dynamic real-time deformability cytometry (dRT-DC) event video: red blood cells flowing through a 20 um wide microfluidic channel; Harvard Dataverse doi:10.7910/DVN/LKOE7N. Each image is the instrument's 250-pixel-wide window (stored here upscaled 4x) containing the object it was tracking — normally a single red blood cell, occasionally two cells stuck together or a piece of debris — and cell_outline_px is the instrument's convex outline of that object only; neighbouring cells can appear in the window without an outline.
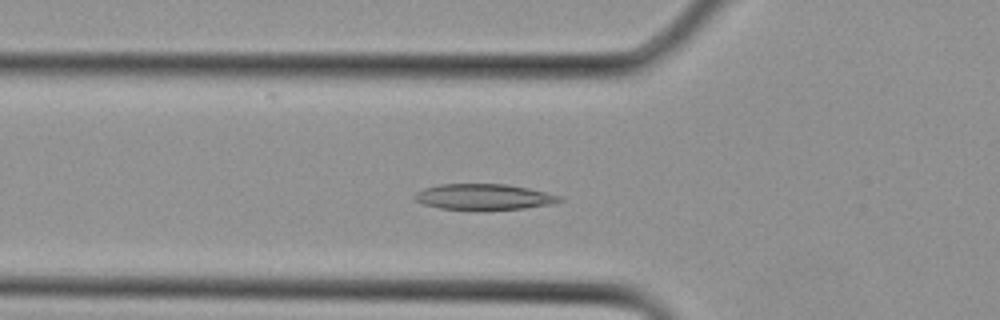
{"species": "Egyptian fruit bat (a non-hibernating species)", "species_latin": "Rousettus aegyptiacus", "temperature_condition": "cold", "stored_images_in_passage": 28, "camera_frame_rate_fps": 3000, "um_per_image_px": 0.085, "animal": {"sex": "female"}, "frame": {"image": 1, "passage_image": 8, "time_ms": 2.333, "image_size_px": [1000, 320], "cell_outline_px": [[564, 200], [552, 204], [524, 208], [440, 208], [424, 204], [416, 200], [412, 196], [416, 192], [424, 188], [440, 184], [504, 184], [528, 188], [560, 196]], "centroid_in_image_um": [41.11, 16.7], "position_along_channel_um": 84.7, "area_um2": 21.1}}
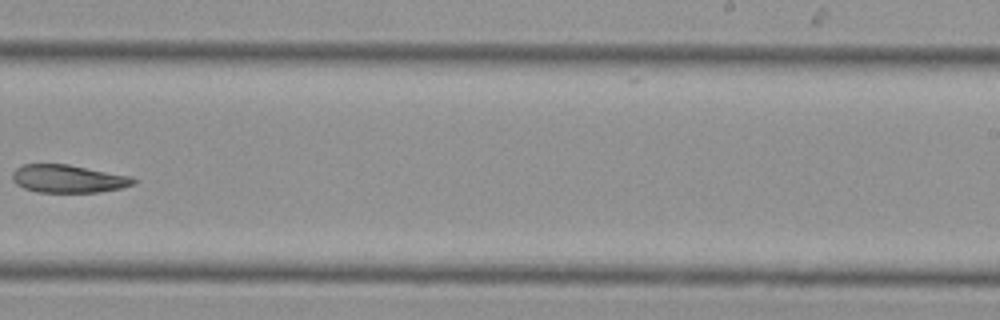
{"frame": {"image": 2, "passage_image": 17, "time_ms": 5.333, "image_size_px": [1000, 320], "cell_outline_px": [[136, 184], [120, 188], [100, 192], [36, 192], [24, 188], [16, 184], [12, 180], [12, 172], [16, 168], [24, 164], [68, 164], [132, 176], [136, 180]], "centroid_in_image_um": [5.8, 15.19], "position_along_channel_um": 283.2, "area_um2": 19.83}}
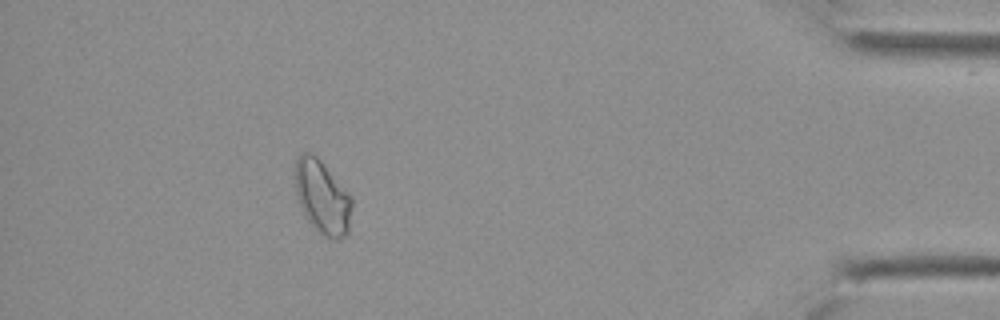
{"frame": {"image": 3, "passage_image": 25, "time_ms": 8.0, "image_size_px": [1000, 320], "cell_outline_px": [[352, 204], [348, 232], [340, 240], [336, 240], [320, 232], [308, 220], [296, 196], [296, 156], [300, 152], [308, 152], [316, 156], [352, 196]], "centroid_in_image_um": [27.41, 16.74], "position_along_channel_um": 407.8, "area_um2": 23.87}}